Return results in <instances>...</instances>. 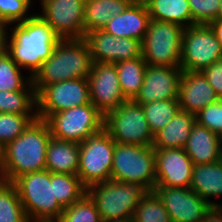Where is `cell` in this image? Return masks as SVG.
Returning <instances> with one entry per match:
<instances>
[{"label": "cell", "mask_w": 222, "mask_h": 222, "mask_svg": "<svg viewBox=\"0 0 222 222\" xmlns=\"http://www.w3.org/2000/svg\"><path fill=\"white\" fill-rule=\"evenodd\" d=\"M219 135V142H220V145H222V132Z\"/></svg>", "instance_id": "7dc6e473"}, {"label": "cell", "mask_w": 222, "mask_h": 222, "mask_svg": "<svg viewBox=\"0 0 222 222\" xmlns=\"http://www.w3.org/2000/svg\"><path fill=\"white\" fill-rule=\"evenodd\" d=\"M222 59V46L209 24H194L184 29L180 67L200 72Z\"/></svg>", "instance_id": "8fae6325"}, {"label": "cell", "mask_w": 222, "mask_h": 222, "mask_svg": "<svg viewBox=\"0 0 222 222\" xmlns=\"http://www.w3.org/2000/svg\"><path fill=\"white\" fill-rule=\"evenodd\" d=\"M88 84L90 101L103 116L126 101L113 63L93 62Z\"/></svg>", "instance_id": "5bb4252c"}, {"label": "cell", "mask_w": 222, "mask_h": 222, "mask_svg": "<svg viewBox=\"0 0 222 222\" xmlns=\"http://www.w3.org/2000/svg\"><path fill=\"white\" fill-rule=\"evenodd\" d=\"M215 33L216 38L222 46V19H216L209 23Z\"/></svg>", "instance_id": "60d3db41"}, {"label": "cell", "mask_w": 222, "mask_h": 222, "mask_svg": "<svg viewBox=\"0 0 222 222\" xmlns=\"http://www.w3.org/2000/svg\"><path fill=\"white\" fill-rule=\"evenodd\" d=\"M37 118L46 120L51 114L90 101L88 78H76L46 85L37 95Z\"/></svg>", "instance_id": "7c38bea8"}, {"label": "cell", "mask_w": 222, "mask_h": 222, "mask_svg": "<svg viewBox=\"0 0 222 222\" xmlns=\"http://www.w3.org/2000/svg\"><path fill=\"white\" fill-rule=\"evenodd\" d=\"M120 87L126 100H134L143 85L147 64L141 57L115 63Z\"/></svg>", "instance_id": "4316f807"}, {"label": "cell", "mask_w": 222, "mask_h": 222, "mask_svg": "<svg viewBox=\"0 0 222 222\" xmlns=\"http://www.w3.org/2000/svg\"><path fill=\"white\" fill-rule=\"evenodd\" d=\"M129 6H140V7H148L151 3V0H126Z\"/></svg>", "instance_id": "b9f144b4"}, {"label": "cell", "mask_w": 222, "mask_h": 222, "mask_svg": "<svg viewBox=\"0 0 222 222\" xmlns=\"http://www.w3.org/2000/svg\"><path fill=\"white\" fill-rule=\"evenodd\" d=\"M28 222H54V221H35V220H28Z\"/></svg>", "instance_id": "681fc988"}, {"label": "cell", "mask_w": 222, "mask_h": 222, "mask_svg": "<svg viewBox=\"0 0 222 222\" xmlns=\"http://www.w3.org/2000/svg\"><path fill=\"white\" fill-rule=\"evenodd\" d=\"M35 90L32 78L0 47V91Z\"/></svg>", "instance_id": "83f0119b"}, {"label": "cell", "mask_w": 222, "mask_h": 222, "mask_svg": "<svg viewBox=\"0 0 222 222\" xmlns=\"http://www.w3.org/2000/svg\"><path fill=\"white\" fill-rule=\"evenodd\" d=\"M156 186H190L194 163L184 148L155 149Z\"/></svg>", "instance_id": "e0dca14e"}, {"label": "cell", "mask_w": 222, "mask_h": 222, "mask_svg": "<svg viewBox=\"0 0 222 222\" xmlns=\"http://www.w3.org/2000/svg\"><path fill=\"white\" fill-rule=\"evenodd\" d=\"M192 12V25L209 24L218 19L221 0H187Z\"/></svg>", "instance_id": "8d00e7d4"}, {"label": "cell", "mask_w": 222, "mask_h": 222, "mask_svg": "<svg viewBox=\"0 0 222 222\" xmlns=\"http://www.w3.org/2000/svg\"><path fill=\"white\" fill-rule=\"evenodd\" d=\"M219 135L195 122L184 150L194 164H208L218 161Z\"/></svg>", "instance_id": "7402d4cb"}, {"label": "cell", "mask_w": 222, "mask_h": 222, "mask_svg": "<svg viewBox=\"0 0 222 222\" xmlns=\"http://www.w3.org/2000/svg\"><path fill=\"white\" fill-rule=\"evenodd\" d=\"M149 192L143 184L111 179L86 188L102 222L133 220L138 202Z\"/></svg>", "instance_id": "277c9868"}, {"label": "cell", "mask_w": 222, "mask_h": 222, "mask_svg": "<svg viewBox=\"0 0 222 222\" xmlns=\"http://www.w3.org/2000/svg\"><path fill=\"white\" fill-rule=\"evenodd\" d=\"M35 11L61 39L84 37L86 0H38Z\"/></svg>", "instance_id": "4fadbf2b"}, {"label": "cell", "mask_w": 222, "mask_h": 222, "mask_svg": "<svg viewBox=\"0 0 222 222\" xmlns=\"http://www.w3.org/2000/svg\"><path fill=\"white\" fill-rule=\"evenodd\" d=\"M53 191L64 209L78 202L86 194V187L77 175L53 173Z\"/></svg>", "instance_id": "f1b7e54d"}, {"label": "cell", "mask_w": 222, "mask_h": 222, "mask_svg": "<svg viewBox=\"0 0 222 222\" xmlns=\"http://www.w3.org/2000/svg\"><path fill=\"white\" fill-rule=\"evenodd\" d=\"M221 4V6H220V9H219V12H218V19H222V0H221V2H220Z\"/></svg>", "instance_id": "bcb514c9"}, {"label": "cell", "mask_w": 222, "mask_h": 222, "mask_svg": "<svg viewBox=\"0 0 222 222\" xmlns=\"http://www.w3.org/2000/svg\"><path fill=\"white\" fill-rule=\"evenodd\" d=\"M201 72L204 74L219 98L222 99V59L214 61Z\"/></svg>", "instance_id": "f35d334b"}, {"label": "cell", "mask_w": 222, "mask_h": 222, "mask_svg": "<svg viewBox=\"0 0 222 222\" xmlns=\"http://www.w3.org/2000/svg\"><path fill=\"white\" fill-rule=\"evenodd\" d=\"M111 180L143 184L150 191L156 186L153 146L115 144Z\"/></svg>", "instance_id": "52a82bcc"}, {"label": "cell", "mask_w": 222, "mask_h": 222, "mask_svg": "<svg viewBox=\"0 0 222 222\" xmlns=\"http://www.w3.org/2000/svg\"><path fill=\"white\" fill-rule=\"evenodd\" d=\"M129 6L126 0H86L84 13V34L103 29L114 16Z\"/></svg>", "instance_id": "d4e9b609"}, {"label": "cell", "mask_w": 222, "mask_h": 222, "mask_svg": "<svg viewBox=\"0 0 222 222\" xmlns=\"http://www.w3.org/2000/svg\"><path fill=\"white\" fill-rule=\"evenodd\" d=\"M5 181L4 166H3V148L0 146V182Z\"/></svg>", "instance_id": "7bdbcfd3"}, {"label": "cell", "mask_w": 222, "mask_h": 222, "mask_svg": "<svg viewBox=\"0 0 222 222\" xmlns=\"http://www.w3.org/2000/svg\"><path fill=\"white\" fill-rule=\"evenodd\" d=\"M182 72L181 67L147 65L143 85L134 101L138 104H146L178 99Z\"/></svg>", "instance_id": "ac0fdd59"}, {"label": "cell", "mask_w": 222, "mask_h": 222, "mask_svg": "<svg viewBox=\"0 0 222 222\" xmlns=\"http://www.w3.org/2000/svg\"><path fill=\"white\" fill-rule=\"evenodd\" d=\"M104 130L118 144L152 146L154 141L142 105L134 100H126L107 113Z\"/></svg>", "instance_id": "ba28073f"}, {"label": "cell", "mask_w": 222, "mask_h": 222, "mask_svg": "<svg viewBox=\"0 0 222 222\" xmlns=\"http://www.w3.org/2000/svg\"><path fill=\"white\" fill-rule=\"evenodd\" d=\"M189 187L211 206H219L222 202V199L219 200L222 198V165L218 161L194 164Z\"/></svg>", "instance_id": "44dd1931"}, {"label": "cell", "mask_w": 222, "mask_h": 222, "mask_svg": "<svg viewBox=\"0 0 222 222\" xmlns=\"http://www.w3.org/2000/svg\"><path fill=\"white\" fill-rule=\"evenodd\" d=\"M141 105L153 135L163 129L180 110L178 99L160 100Z\"/></svg>", "instance_id": "1f68e13d"}, {"label": "cell", "mask_w": 222, "mask_h": 222, "mask_svg": "<svg viewBox=\"0 0 222 222\" xmlns=\"http://www.w3.org/2000/svg\"><path fill=\"white\" fill-rule=\"evenodd\" d=\"M196 122L216 134L222 132V99L203 108L196 114Z\"/></svg>", "instance_id": "74e56055"}, {"label": "cell", "mask_w": 222, "mask_h": 222, "mask_svg": "<svg viewBox=\"0 0 222 222\" xmlns=\"http://www.w3.org/2000/svg\"><path fill=\"white\" fill-rule=\"evenodd\" d=\"M115 144L104 129L79 144L77 176L86 188L111 179Z\"/></svg>", "instance_id": "9c48e42d"}, {"label": "cell", "mask_w": 222, "mask_h": 222, "mask_svg": "<svg viewBox=\"0 0 222 222\" xmlns=\"http://www.w3.org/2000/svg\"><path fill=\"white\" fill-rule=\"evenodd\" d=\"M147 9L152 20L175 23L184 28L192 25V12L187 0H151Z\"/></svg>", "instance_id": "484cf974"}, {"label": "cell", "mask_w": 222, "mask_h": 222, "mask_svg": "<svg viewBox=\"0 0 222 222\" xmlns=\"http://www.w3.org/2000/svg\"><path fill=\"white\" fill-rule=\"evenodd\" d=\"M92 62L117 63L141 57V41L114 37L102 29L84 34Z\"/></svg>", "instance_id": "2e32d148"}, {"label": "cell", "mask_w": 222, "mask_h": 222, "mask_svg": "<svg viewBox=\"0 0 222 222\" xmlns=\"http://www.w3.org/2000/svg\"><path fill=\"white\" fill-rule=\"evenodd\" d=\"M112 222H134L133 220H121V221H112Z\"/></svg>", "instance_id": "c3c4849f"}, {"label": "cell", "mask_w": 222, "mask_h": 222, "mask_svg": "<svg viewBox=\"0 0 222 222\" xmlns=\"http://www.w3.org/2000/svg\"><path fill=\"white\" fill-rule=\"evenodd\" d=\"M79 143L50 138L46 151V170L77 175Z\"/></svg>", "instance_id": "cb8c5ba5"}, {"label": "cell", "mask_w": 222, "mask_h": 222, "mask_svg": "<svg viewBox=\"0 0 222 222\" xmlns=\"http://www.w3.org/2000/svg\"><path fill=\"white\" fill-rule=\"evenodd\" d=\"M218 163L222 165V145L219 148Z\"/></svg>", "instance_id": "f6af8a7d"}, {"label": "cell", "mask_w": 222, "mask_h": 222, "mask_svg": "<svg viewBox=\"0 0 222 222\" xmlns=\"http://www.w3.org/2000/svg\"><path fill=\"white\" fill-rule=\"evenodd\" d=\"M29 220L57 222L63 208L54 197L53 173L49 170L28 173L12 182Z\"/></svg>", "instance_id": "5b68a950"}, {"label": "cell", "mask_w": 222, "mask_h": 222, "mask_svg": "<svg viewBox=\"0 0 222 222\" xmlns=\"http://www.w3.org/2000/svg\"><path fill=\"white\" fill-rule=\"evenodd\" d=\"M184 29L175 23L151 19L141 42V56L146 64L180 67Z\"/></svg>", "instance_id": "8992f818"}, {"label": "cell", "mask_w": 222, "mask_h": 222, "mask_svg": "<svg viewBox=\"0 0 222 222\" xmlns=\"http://www.w3.org/2000/svg\"><path fill=\"white\" fill-rule=\"evenodd\" d=\"M92 59L87 43L80 39H61L51 56L32 77L36 95L52 83L88 78Z\"/></svg>", "instance_id": "3957f363"}, {"label": "cell", "mask_w": 222, "mask_h": 222, "mask_svg": "<svg viewBox=\"0 0 222 222\" xmlns=\"http://www.w3.org/2000/svg\"><path fill=\"white\" fill-rule=\"evenodd\" d=\"M57 222H102L95 204L85 194L78 202L63 210Z\"/></svg>", "instance_id": "d590c367"}, {"label": "cell", "mask_w": 222, "mask_h": 222, "mask_svg": "<svg viewBox=\"0 0 222 222\" xmlns=\"http://www.w3.org/2000/svg\"><path fill=\"white\" fill-rule=\"evenodd\" d=\"M61 38L37 13L5 27L1 46L17 66L32 78Z\"/></svg>", "instance_id": "6da1fadb"}, {"label": "cell", "mask_w": 222, "mask_h": 222, "mask_svg": "<svg viewBox=\"0 0 222 222\" xmlns=\"http://www.w3.org/2000/svg\"><path fill=\"white\" fill-rule=\"evenodd\" d=\"M45 121L53 138L79 144L104 129V116L92 103L53 113Z\"/></svg>", "instance_id": "30bf717a"}, {"label": "cell", "mask_w": 222, "mask_h": 222, "mask_svg": "<svg viewBox=\"0 0 222 222\" xmlns=\"http://www.w3.org/2000/svg\"><path fill=\"white\" fill-rule=\"evenodd\" d=\"M195 122V114L179 110L163 129L154 134L153 148H184Z\"/></svg>", "instance_id": "603a6c76"}, {"label": "cell", "mask_w": 222, "mask_h": 222, "mask_svg": "<svg viewBox=\"0 0 222 222\" xmlns=\"http://www.w3.org/2000/svg\"><path fill=\"white\" fill-rule=\"evenodd\" d=\"M172 222H201L211 205L190 187L155 186Z\"/></svg>", "instance_id": "9a60e30c"}, {"label": "cell", "mask_w": 222, "mask_h": 222, "mask_svg": "<svg viewBox=\"0 0 222 222\" xmlns=\"http://www.w3.org/2000/svg\"><path fill=\"white\" fill-rule=\"evenodd\" d=\"M35 4L34 0H0V23L7 27L25 21L37 10Z\"/></svg>", "instance_id": "836d02e7"}, {"label": "cell", "mask_w": 222, "mask_h": 222, "mask_svg": "<svg viewBox=\"0 0 222 222\" xmlns=\"http://www.w3.org/2000/svg\"><path fill=\"white\" fill-rule=\"evenodd\" d=\"M220 100L201 71L182 72L178 92L180 110L196 115L206 106Z\"/></svg>", "instance_id": "d6986e66"}, {"label": "cell", "mask_w": 222, "mask_h": 222, "mask_svg": "<svg viewBox=\"0 0 222 222\" xmlns=\"http://www.w3.org/2000/svg\"><path fill=\"white\" fill-rule=\"evenodd\" d=\"M18 191L12 182H0V222H28Z\"/></svg>", "instance_id": "4dcf8cb0"}, {"label": "cell", "mask_w": 222, "mask_h": 222, "mask_svg": "<svg viewBox=\"0 0 222 222\" xmlns=\"http://www.w3.org/2000/svg\"><path fill=\"white\" fill-rule=\"evenodd\" d=\"M134 222H172L163 202L154 191L149 192L136 206Z\"/></svg>", "instance_id": "d6a6232c"}, {"label": "cell", "mask_w": 222, "mask_h": 222, "mask_svg": "<svg viewBox=\"0 0 222 222\" xmlns=\"http://www.w3.org/2000/svg\"><path fill=\"white\" fill-rule=\"evenodd\" d=\"M36 118L37 115L0 113V146L4 148L15 140Z\"/></svg>", "instance_id": "e575fe53"}, {"label": "cell", "mask_w": 222, "mask_h": 222, "mask_svg": "<svg viewBox=\"0 0 222 222\" xmlns=\"http://www.w3.org/2000/svg\"><path fill=\"white\" fill-rule=\"evenodd\" d=\"M0 113L37 115L35 90L0 91Z\"/></svg>", "instance_id": "f546056e"}, {"label": "cell", "mask_w": 222, "mask_h": 222, "mask_svg": "<svg viewBox=\"0 0 222 222\" xmlns=\"http://www.w3.org/2000/svg\"><path fill=\"white\" fill-rule=\"evenodd\" d=\"M45 120L36 118L24 132L3 148V166L6 182L19 176L46 170V151L51 138Z\"/></svg>", "instance_id": "7a4b0ae2"}, {"label": "cell", "mask_w": 222, "mask_h": 222, "mask_svg": "<svg viewBox=\"0 0 222 222\" xmlns=\"http://www.w3.org/2000/svg\"><path fill=\"white\" fill-rule=\"evenodd\" d=\"M150 20L146 7L128 6L121 14L110 19L102 30L114 37L133 38L142 42Z\"/></svg>", "instance_id": "ffe728a7"}, {"label": "cell", "mask_w": 222, "mask_h": 222, "mask_svg": "<svg viewBox=\"0 0 222 222\" xmlns=\"http://www.w3.org/2000/svg\"><path fill=\"white\" fill-rule=\"evenodd\" d=\"M201 222H222V210L219 206H211Z\"/></svg>", "instance_id": "ab89813d"}, {"label": "cell", "mask_w": 222, "mask_h": 222, "mask_svg": "<svg viewBox=\"0 0 222 222\" xmlns=\"http://www.w3.org/2000/svg\"><path fill=\"white\" fill-rule=\"evenodd\" d=\"M4 31H5V27L0 23V47H1V44H2V38H3V35H4Z\"/></svg>", "instance_id": "ee69618b"}]
</instances>
